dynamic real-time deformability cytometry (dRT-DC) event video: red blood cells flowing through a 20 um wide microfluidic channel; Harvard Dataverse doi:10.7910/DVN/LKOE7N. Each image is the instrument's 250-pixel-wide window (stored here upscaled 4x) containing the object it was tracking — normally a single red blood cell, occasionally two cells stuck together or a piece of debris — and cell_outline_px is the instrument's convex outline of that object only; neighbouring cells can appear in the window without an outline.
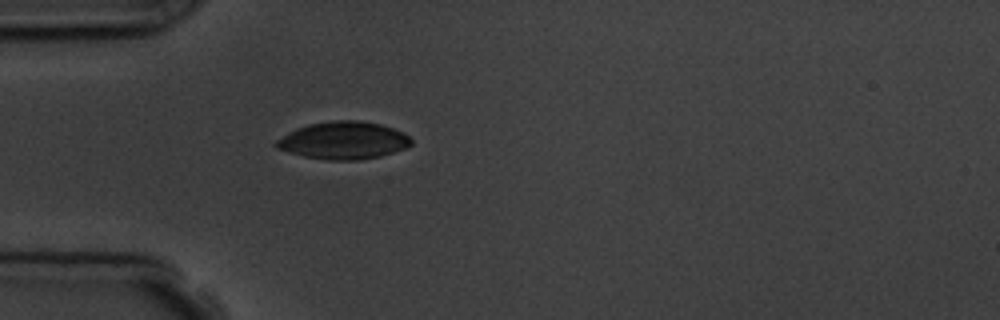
{"species": "common noctule bat (a hibernating species)", "species_latin": "Nyctalus noctula", "temperature_condition": "room temperature", "stored_images_in_passage": 1, "camera_frame_rate_fps": 3000, "um_per_image_px": 0.085, "animal": {"sex": "male", "body_mass_g": 19.5, "forearm_length_mm": 54.6}, "frame": {"image": 1, "passage_image": 1, "time_ms": 0.0, "image_size_px": [1000, 320], "cell_outline_px": [[412, 144], [404, 148], [380, 156], [360, 160], [328, 160], [304, 156], [276, 148], [272, 144], [276, 140], [296, 128], [308, 124], [332, 120], [360, 120], [380, 124], [404, 132], [412, 140]], "centroid_in_image_um": [29.18, 11.93], "position_along_channel_um": 55.8, "area_um2": 29.48}}